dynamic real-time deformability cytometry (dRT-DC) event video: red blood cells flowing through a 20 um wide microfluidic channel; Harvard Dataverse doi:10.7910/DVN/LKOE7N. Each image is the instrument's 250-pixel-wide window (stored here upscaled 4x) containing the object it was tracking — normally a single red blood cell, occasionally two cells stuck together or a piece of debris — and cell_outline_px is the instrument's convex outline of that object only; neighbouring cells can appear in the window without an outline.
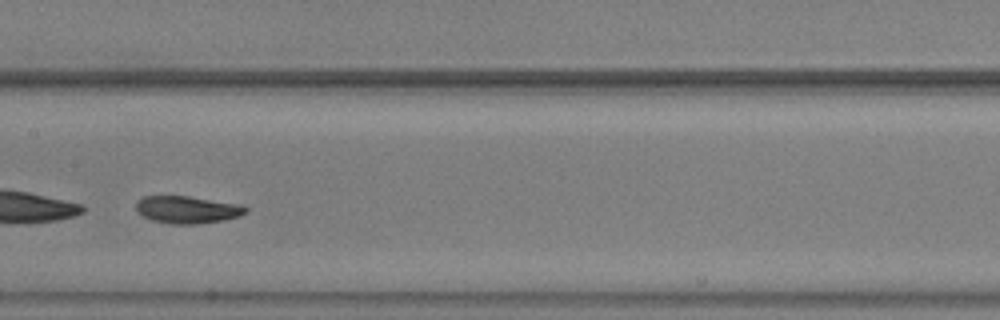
{"species": "common noctule bat (a hibernating species)", "species_latin": "Nyctalus noctula", "temperature_condition": "warm", "stored_images_in_passage": 40, "camera_frame_rate_fps": 3000, "um_per_image_px": 0.085, "animal": {"sex": "male", "body_mass_g": 20.5, "forearm_length_mm": 52.5}, "frame": {"image": 1, "passage_image": 18, "time_ms": 5.667, "image_size_px": [1000, 320], "cell_outline_px": [[248, 212], [240, 216], [224, 220], [196, 224], [168, 224], [152, 220], [136, 212], [136, 200], [144, 196], [188, 196], [240, 204], [248, 208]], "centroid_in_image_um": [15.91, 17.82], "position_along_channel_um": 191.5, "area_um2": 17.63}, "authors_computed_cell_mechanics": {"area_um2": 17.5712, "velocity_mm_per_s": 3.6509, "shape_relaxation_time_tau1_ms": 3.1822, "shape_relaxation_time_tau2_ms": 2.4215, "deformation_change_tau1": 0.1277, "deformation_change_tau2": 0.0695}}